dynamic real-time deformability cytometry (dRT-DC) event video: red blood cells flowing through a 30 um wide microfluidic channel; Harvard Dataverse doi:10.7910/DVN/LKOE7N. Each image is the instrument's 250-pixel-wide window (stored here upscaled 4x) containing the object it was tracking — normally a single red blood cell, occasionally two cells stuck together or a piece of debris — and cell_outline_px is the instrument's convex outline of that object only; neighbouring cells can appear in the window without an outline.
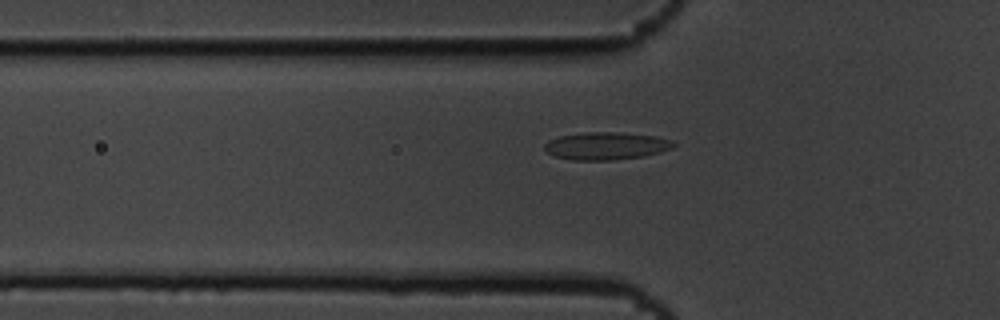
{"species": "common noctule bat (a hibernating species)", "species_latin": "Nyctalus noctula", "temperature_condition": "cold", "stored_images_in_passage": 38, "camera_frame_rate_fps": 3000, "um_per_image_px": 0.085, "animal": {"sex": "male", "body_mass_g": 19.5, "forearm_length_mm": 54.6}, "frame": {"image": 1, "passage_image": 4, "time_ms": 1.0, "image_size_px": [1000, 320], "cell_outline_px": [[676, 144], [672, 148], [660, 152], [644, 156], [612, 160], [572, 160], [556, 156], [548, 152], [544, 148], [544, 144], [548, 140], [560, 136], [584, 132], [616, 132], [656, 136], [672, 140]], "centroid_in_image_um": [51.53, 12.4], "position_along_channel_um": 74.3, "area_um2": 20.69}}
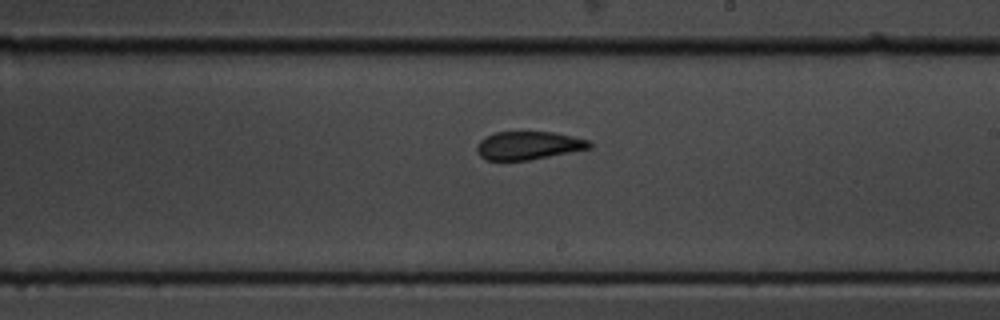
{"frame": {"image": 2, "passage_image": 18, "time_ms": 5.667, "image_size_px": [1000, 320], "cell_outline_px": [[592, 148], [532, 160], [484, 160], [476, 152], [476, 144], [480, 140], [496, 132], [552, 132], [588, 140], [592, 144]], "centroid_in_image_um": [44.9, 12.38], "position_along_channel_um": 244.1, "area_um2": 18.55}}
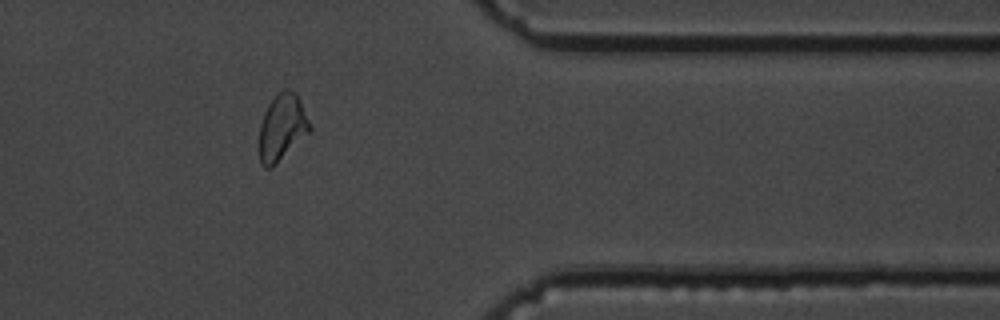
{"frame": {"image": 3, "passage_image": 31, "time_ms": 10.0, "image_size_px": [1000, 320], "cell_outline_px": [[312, 128], [272, 168], [264, 168], [260, 164], [260, 124], [264, 112], [268, 104], [276, 92], [284, 88], [288, 88], [296, 92], [300, 100]], "centroid_in_image_um": [23.96, 10.78], "position_along_channel_um": 387.4, "area_um2": 19.48}}